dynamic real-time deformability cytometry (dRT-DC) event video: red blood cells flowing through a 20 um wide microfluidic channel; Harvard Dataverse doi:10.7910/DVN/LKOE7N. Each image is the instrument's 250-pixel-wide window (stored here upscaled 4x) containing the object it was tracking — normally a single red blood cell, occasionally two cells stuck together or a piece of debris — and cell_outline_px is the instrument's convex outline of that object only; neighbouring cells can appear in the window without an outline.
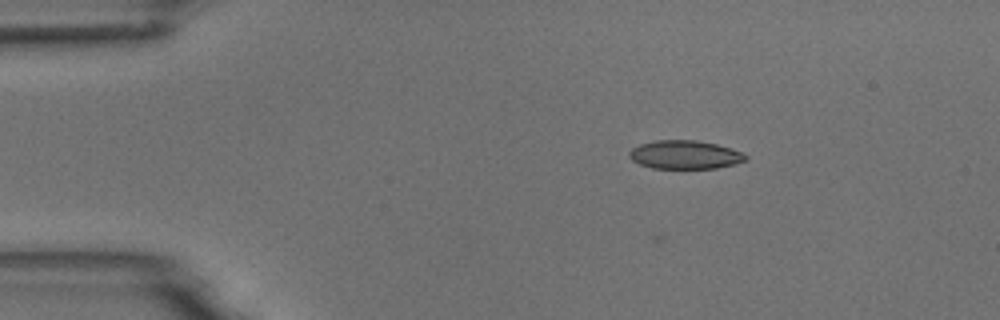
{"species": "common noctule bat (a hibernating species)", "species_latin": "Nyctalus noctula", "temperature_condition": "room temperature", "stored_images_in_passage": 5, "segment_of_instrument_passage": [1, 2], "camera_frame_rate_fps": 3000, "um_per_image_px": 0.085, "animal": {"sex": "male", "body_mass_g": 18.8}, "frame": {"image": 1, "passage_image": 2, "time_ms": 1.333, "image_size_px": [1000, 320], "cell_outline_px": [[748, 160], [736, 164], [716, 168], [652, 168], [640, 164], [632, 160], [628, 156], [628, 152], [632, 148], [640, 144], [656, 140], [696, 140], [716, 144], [732, 148], [744, 152], [748, 156]], "centroid_in_image_um": [58.25, 13.15], "position_along_channel_um": 26.7, "area_um2": 19.54}}
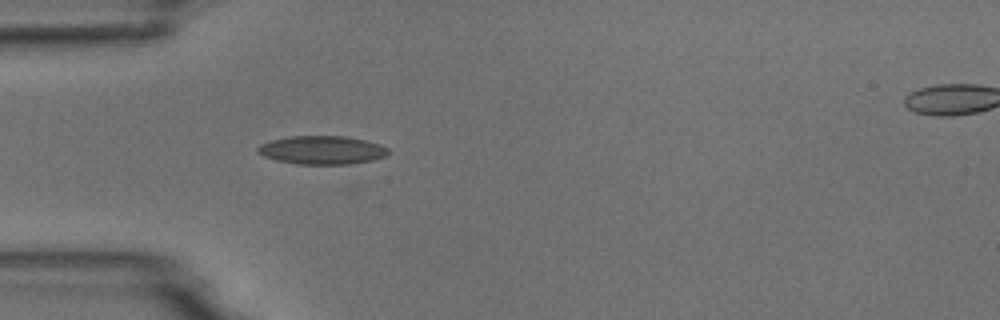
{"frame": {"image": 2, "passage_image": 4, "time_ms": 3.667, "image_size_px": [1000, 320], "cell_outline_px": [[388, 152], [384, 156], [372, 160], [352, 164], [296, 164], [276, 160], [264, 156], [256, 152], [256, 148], [260, 144], [272, 140], [288, 136], [348, 136], [380, 144], [388, 148]], "centroid_in_image_um": [27.34, 12.75], "position_along_channel_um": 57.7, "area_um2": 21.68}}